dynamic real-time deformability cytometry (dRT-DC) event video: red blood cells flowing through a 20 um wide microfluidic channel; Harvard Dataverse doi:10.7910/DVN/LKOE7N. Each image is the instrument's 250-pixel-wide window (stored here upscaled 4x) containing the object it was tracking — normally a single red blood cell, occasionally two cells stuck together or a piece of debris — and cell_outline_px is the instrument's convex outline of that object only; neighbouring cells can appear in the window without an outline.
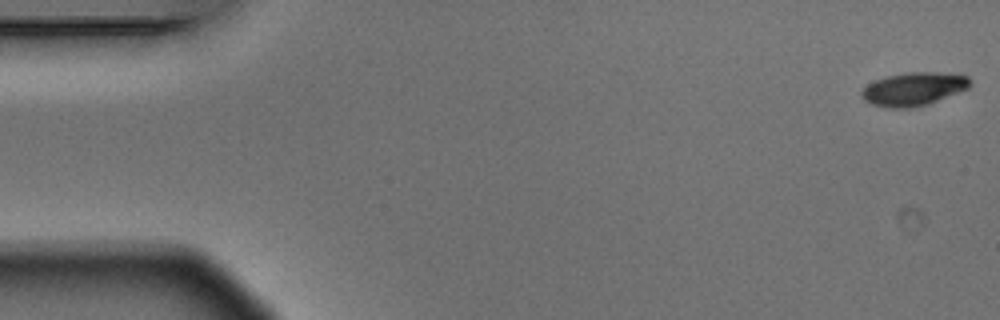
{"species": "Egyptian fruit bat (a non-hibernating species)", "species_latin": "Rousettus aegyptiacus", "temperature_condition": "warm", "stored_images_in_passage": 5, "camera_frame_rate_fps": 3000, "um_per_image_px": 0.085, "animal": {"sex": "male"}, "frame": {"image": 1, "passage_image": 1, "time_ms": 0.0, "image_size_px": [1000, 320], "cell_outline_px": [[972, 84], [968, 88], [928, 104], [908, 108], [888, 108], [872, 104], [864, 100], [860, 96], [860, 92], [868, 84], [876, 80], [888, 76], [908, 72], [940, 72], [968, 76]], "centroid_in_image_um": [77.65, 7.56], "position_along_channel_um": 7.4, "area_um2": 20.92}}
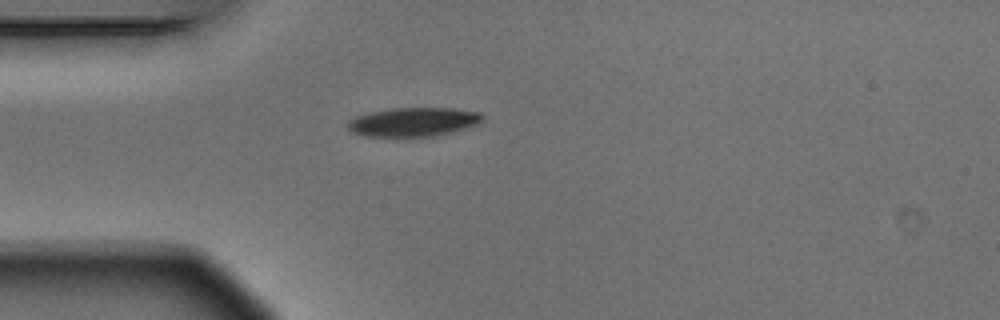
{"frame": {"image": 2, "passage_image": 5, "time_ms": 1.333, "image_size_px": [1000, 320], "cell_outline_px": [[484, 120], [476, 124], [452, 132], [436, 136], [404, 140], [392, 140], [364, 136], [352, 132], [348, 128], [348, 120], [356, 116], [372, 112], [392, 108], [452, 108], [480, 112], [484, 116]], "centroid_in_image_um": [35.09, 10.43], "position_along_channel_um": 49.9, "area_um2": 23.81}}